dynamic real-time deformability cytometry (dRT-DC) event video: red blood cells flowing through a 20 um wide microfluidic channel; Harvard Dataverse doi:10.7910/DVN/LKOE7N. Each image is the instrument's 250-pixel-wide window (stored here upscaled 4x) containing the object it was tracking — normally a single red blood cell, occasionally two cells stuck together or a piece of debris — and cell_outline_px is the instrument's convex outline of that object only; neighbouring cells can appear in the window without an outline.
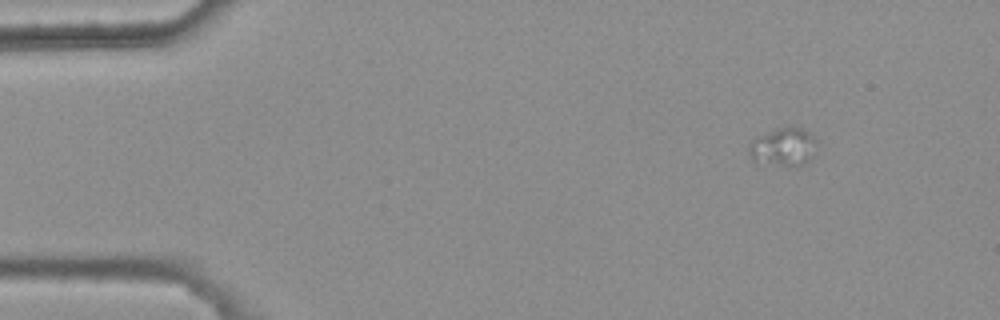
{"species": "common noctule bat (a hibernating species)", "species_latin": "Nyctalus noctula", "temperature_condition": "warm", "stored_images_in_passage": 3, "camera_frame_rate_fps": 3000, "um_per_image_px": 0.085, "animal": {"sex": "female", "body_mass_g": 25.1}, "frame": {"image": 1, "passage_image": 1, "time_ms": 0.0, "image_size_px": [1000, 320], "cell_outline_px": [[816, 144], [808, 160], [800, 164], [756, 164], [752, 160], [748, 152], [748, 144], [756, 136], [776, 128], [800, 128], [808, 132], [816, 140]], "centroid_in_image_um": [66.47, 12.48], "position_along_channel_um": 18.5, "area_um2": 14.74}}